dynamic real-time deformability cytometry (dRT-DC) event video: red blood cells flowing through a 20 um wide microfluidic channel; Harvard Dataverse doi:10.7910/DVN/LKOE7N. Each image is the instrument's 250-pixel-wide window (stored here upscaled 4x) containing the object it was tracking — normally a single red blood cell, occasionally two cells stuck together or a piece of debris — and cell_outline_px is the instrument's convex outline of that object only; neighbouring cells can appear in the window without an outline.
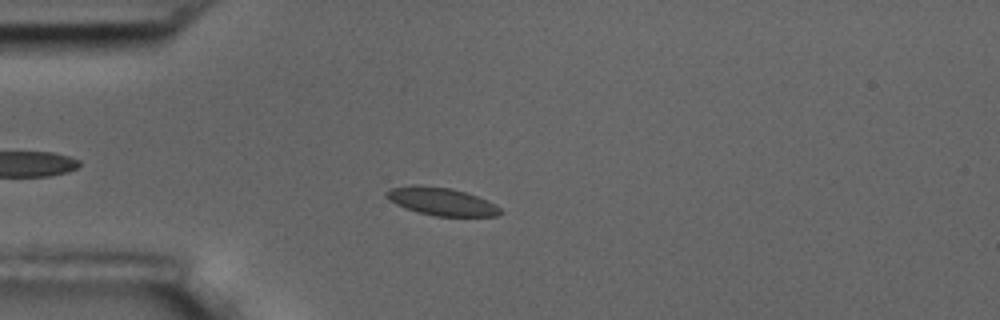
{"species": "common noctule bat (a hibernating species)", "species_latin": "Nyctalus noctula", "temperature_condition": "room temperature", "stored_images_in_passage": 12, "camera_frame_rate_fps": 3000, "um_per_image_px": 0.085, "animal": {"sex": "male", "body_mass_g": 17.5, "forearm_length_mm": 52.3}, "frame": {"image": 1, "passage_image": 3, "time_ms": 3.0, "image_size_px": [1000, 320], "cell_outline_px": [[504, 212], [500, 216], [436, 216], [416, 212], [404, 208], [388, 200], [384, 196], [384, 192], [388, 188], [412, 184], [452, 188], [476, 196], [496, 204]], "centroid_in_image_um": [37.47, 17.12], "position_along_channel_um": 47.5, "area_um2": 18.79}}
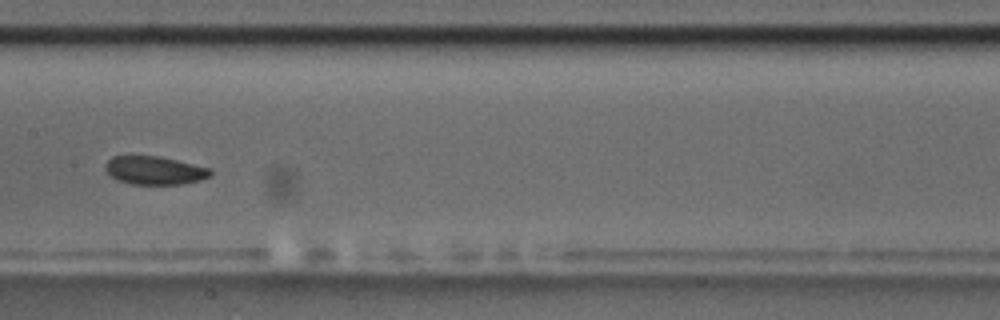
{"frame": {"image": 2, "passage_image": 7, "time_ms": 7.667, "image_size_px": [1000, 320], "cell_outline_px": [[212, 176], [200, 180], [180, 184], [128, 184], [116, 180], [104, 168], [104, 164], [112, 156], [160, 156], [212, 168]], "centroid_in_image_um": [13.15, 14.48], "position_along_channel_um": 194.2, "area_um2": 17.51}}
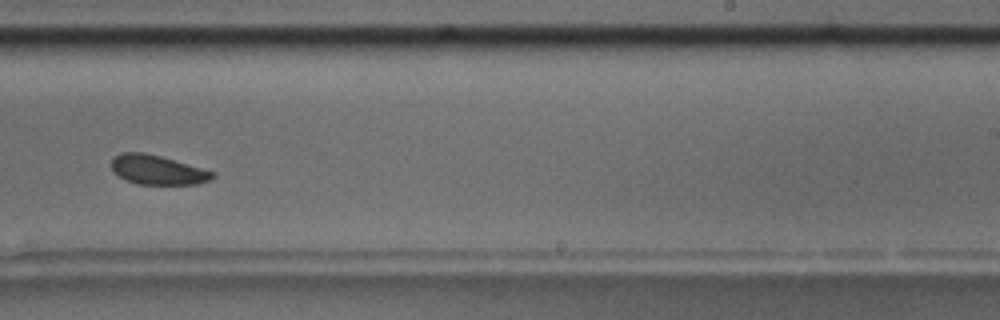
{"frame": {"image": 3, "passage_image": 9, "time_ms": 10.0, "image_size_px": [1000, 320], "cell_outline_px": [[216, 176], [208, 180], [196, 184], [136, 184], [116, 176], [112, 172], [112, 156], [120, 152], [144, 152], [160, 156], [216, 172]], "centroid_in_image_um": [13.34, 14.43], "position_along_channel_um": 275.7, "area_um2": 17.46}, "authors_computed_cell_mechanics": {"area_um2": 18.2648, "velocity_mm_per_s": 3.4955, "shape_relaxation_time_tau1_ms": null, "shape_relaxation_time_tau2_ms": 5.4605, "deformation_change_tau1": null, "deformation_change_tau2": 0.1014}}